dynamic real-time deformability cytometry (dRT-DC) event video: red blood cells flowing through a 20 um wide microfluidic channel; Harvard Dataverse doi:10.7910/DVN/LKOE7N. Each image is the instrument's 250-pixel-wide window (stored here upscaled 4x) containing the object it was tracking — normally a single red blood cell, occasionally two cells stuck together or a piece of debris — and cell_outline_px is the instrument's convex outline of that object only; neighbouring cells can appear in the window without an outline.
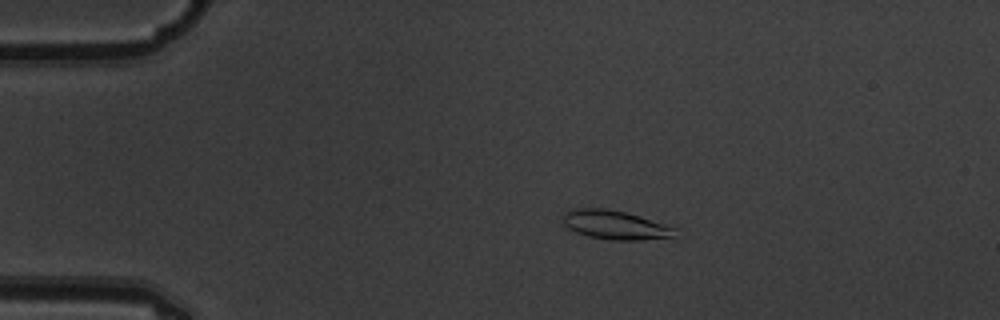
{"species": "common noctule bat (a hibernating species)", "species_latin": "Nyctalus noctula", "temperature_condition": "warm", "stored_images_in_passage": 6, "camera_frame_rate_fps": 3000, "um_per_image_px": 0.085, "animal": {"sex": "male", "body_mass_g": 19.5, "forearm_length_mm": 54.6}, "frame": {"image": 1, "passage_image": 2, "time_ms": 0.333, "image_size_px": [1000, 320], "cell_outline_px": [[680, 232], [672, 236], [640, 240], [608, 240], [588, 236], [576, 232], [568, 228], [564, 224], [564, 212], [572, 208], [604, 208], [624, 212], [640, 216], [680, 228]], "centroid_in_image_um": [52.33, 19.12], "position_along_channel_um": 32.7, "area_um2": 19.07}}
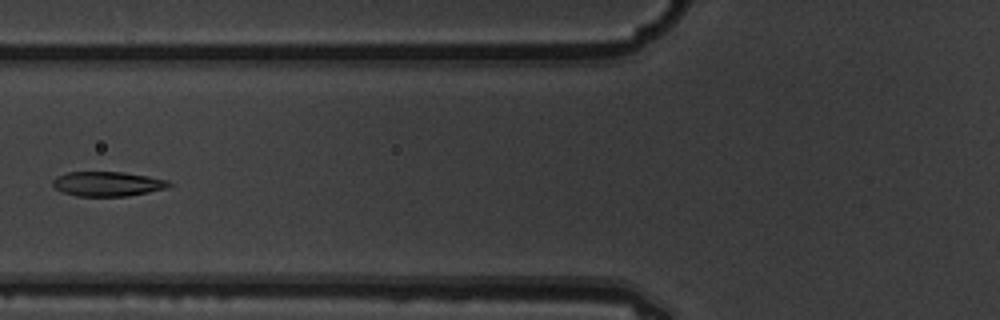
{"frame": {"image": 2, "passage_image": 5, "time_ms": 1.333, "image_size_px": [1000, 320], "cell_outline_px": [[172, 184], [164, 188], [148, 192], [128, 196], [76, 196], [60, 192], [52, 188], [52, 180], [56, 176], [68, 172], [124, 172], [148, 176], [168, 180]], "centroid_in_image_um": [9.07, 15.63], "position_along_channel_um": 116.7, "area_um2": 16.82}}
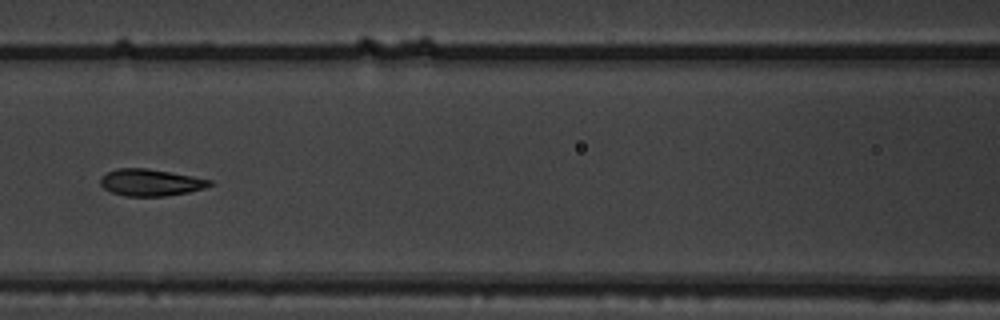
{"frame": {"image": 3, "passage_image": 6, "time_ms": 1.667, "image_size_px": [1000, 320], "cell_outline_px": [[216, 184], [204, 188], [188, 192], [164, 196], [124, 196], [112, 192], [104, 188], [100, 184], [100, 176], [116, 168], [148, 168], [192, 176], [212, 180]], "centroid_in_image_um": [12.8, 15.51], "position_along_channel_um": 153.8, "area_um2": 17.17}}